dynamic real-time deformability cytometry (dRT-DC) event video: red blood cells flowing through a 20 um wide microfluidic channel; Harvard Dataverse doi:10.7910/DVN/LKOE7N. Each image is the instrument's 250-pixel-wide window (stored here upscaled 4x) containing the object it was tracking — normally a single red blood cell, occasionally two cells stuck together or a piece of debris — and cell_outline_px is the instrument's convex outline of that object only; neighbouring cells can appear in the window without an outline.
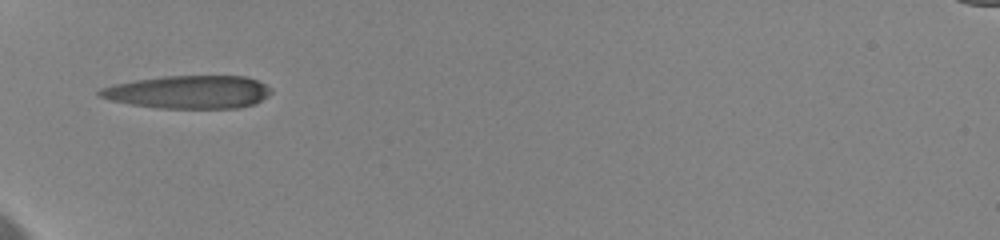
{"species": "human", "species_latin": "Homo sapiens", "temperature_condition": "cold", "stored_images_in_passage": 43, "camera_frame_rate_fps": 3000, "um_per_image_px": 0.085, "donor": {"sex": "female"}, "frame": {"image": 1, "passage_image": 1, "time_ms": 0.0, "image_size_px": [1000, 240], "cell_outline_px": [[272, 92], [268, 96], [256, 104], [236, 108], [160, 108], [132, 104], [112, 100], [100, 96], [96, 92], [100, 88], [116, 84], [136, 80], [164, 76], [244, 76], [256, 80], [272, 88]], "centroid_in_image_um": [16.08, 7.82], "position_along_channel_um": 68.9, "area_um2": 32.83}}
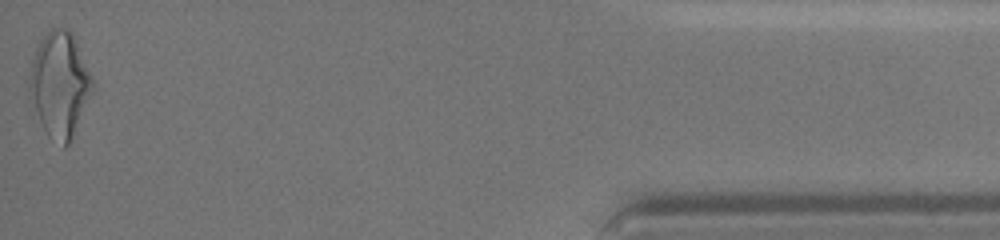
{"frame": {"image": 2, "passage_image": 43, "time_ms": 12.0, "image_size_px": [1000, 240], "cell_outline_px": [[96, 88], [68, 144], [64, 148], [48, 136], [28, 96], [28, 88], [32, 60], [36, 48], [40, 40], [52, 28], [68, 28], [76, 40], [96, 84]], "centroid_in_image_um": [5.1, 7.18], "position_along_channel_um": 430.1, "area_um2": 38.78}, "authors_computed_cell_mechanics": {"area_um2": 32.5414, "velocity_mm_per_s": 3.5813, "shape_relaxation_time_tau1_ms": 4.7683, "shape_relaxation_time_tau2_ms": 2.1946, "deformation_change_tau1": 0.1855, "deformation_change_tau2": 0.1171}}